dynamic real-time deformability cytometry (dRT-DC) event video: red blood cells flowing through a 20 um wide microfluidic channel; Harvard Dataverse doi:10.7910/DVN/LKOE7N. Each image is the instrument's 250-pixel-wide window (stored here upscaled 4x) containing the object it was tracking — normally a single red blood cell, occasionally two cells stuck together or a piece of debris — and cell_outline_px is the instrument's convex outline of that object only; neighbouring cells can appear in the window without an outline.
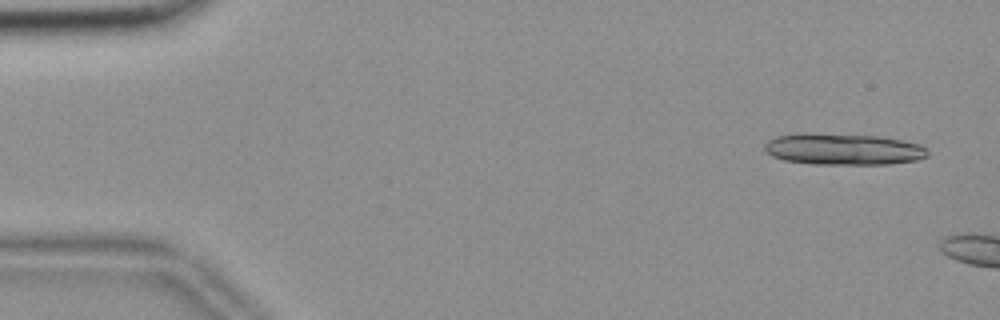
{"species": "common noctule bat (a hibernating species)", "species_latin": "Nyctalus noctula", "temperature_condition": "room temperature", "stored_images_in_passage": 6, "camera_frame_rate_fps": 3000, "um_per_image_px": 0.085, "animal": {"sex": "female", "body_mass_g": 18.4}, "frame": {"image": 1, "passage_image": 2, "time_ms": 0.333, "image_size_px": [1000, 320], "cell_outline_px": [[928, 156], [916, 160], [888, 164], [812, 164], [784, 160], [772, 156], [764, 148], [764, 144], [768, 140], [776, 136], [804, 132], [880, 136], [920, 144], [928, 152]], "centroid_in_image_um": [71.64, 12.67], "position_along_channel_um": 13.4, "area_um2": 30.0}}